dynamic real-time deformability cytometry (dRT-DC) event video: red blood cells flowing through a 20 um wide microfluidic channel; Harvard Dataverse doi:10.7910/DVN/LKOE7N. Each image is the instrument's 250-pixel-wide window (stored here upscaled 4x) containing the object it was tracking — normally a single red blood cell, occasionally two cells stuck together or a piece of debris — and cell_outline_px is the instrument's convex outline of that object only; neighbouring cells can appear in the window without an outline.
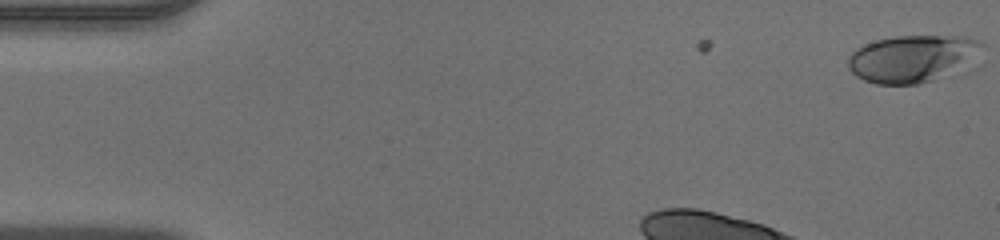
{"species": "human", "species_latin": "Homo sapiens", "temperature_condition": "warm", "stored_images_in_passage": 31, "camera_frame_rate_fps": 3000, "um_per_image_px": 0.085, "donor": {"sex": "male"}, "frame": {"image": 1, "passage_image": 1, "time_ms": 0.0, "image_size_px": [1000, 240], "cell_outline_px": [[984, 44], [932, 80], [920, 84], [876, 84], [864, 80], [856, 76], [848, 68], [848, 56], [856, 48], [864, 44], [876, 40], [896, 36], [964, 36], [980, 40]], "centroid_in_image_um": [77.29, 4.95], "position_along_channel_um": 7.7, "area_um2": 34.8}}